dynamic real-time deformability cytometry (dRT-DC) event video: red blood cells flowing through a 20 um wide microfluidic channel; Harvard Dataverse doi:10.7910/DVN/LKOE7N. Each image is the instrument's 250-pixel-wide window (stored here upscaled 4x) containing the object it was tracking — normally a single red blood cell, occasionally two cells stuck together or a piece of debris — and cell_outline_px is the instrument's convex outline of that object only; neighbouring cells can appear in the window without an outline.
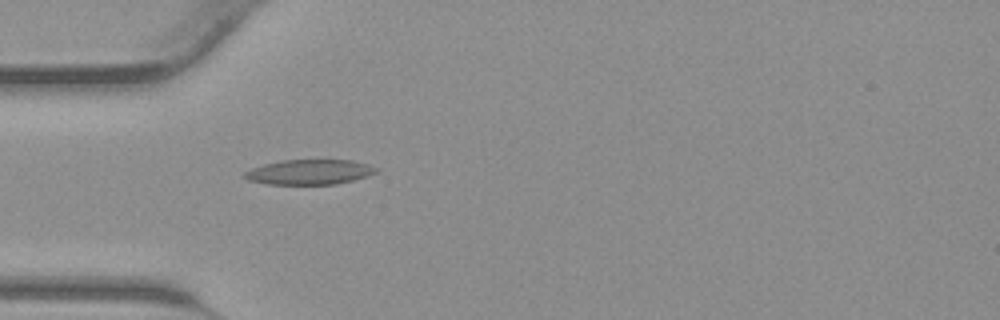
{"species": "common noctule bat (a hibernating species)", "species_latin": "Nyctalus noctula", "temperature_condition": "warm", "stored_images_in_passage": 19, "camera_frame_rate_fps": 3000, "um_per_image_px": 0.085, "animal": {"sex": "male", "body_mass_g": 23.1, "forearm_length_mm": 52.7}, "frame": {"image": 1, "passage_image": 7, "time_ms": 2.0, "image_size_px": [1000, 320], "cell_outline_px": [[380, 172], [368, 176], [336, 184], [264, 184], [248, 180], [244, 176], [244, 172], [252, 168], [264, 164], [284, 160], [352, 160], [368, 164], [380, 168]], "centroid_in_image_um": [26.35, 14.62], "position_along_channel_um": 58.6, "area_um2": 19.25}}
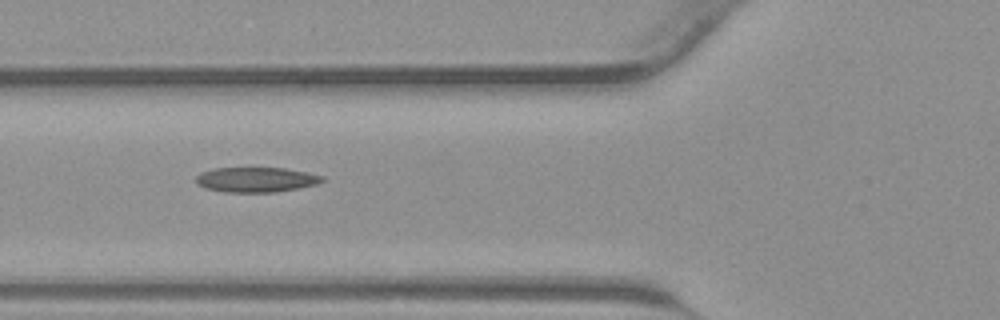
{"frame": {"image": 2, "passage_image": 10, "time_ms": 3.0, "image_size_px": [1000, 320], "cell_outline_px": [[324, 180], [316, 184], [276, 192], [224, 192], [204, 188], [196, 184], [196, 176], [200, 172], [216, 168], [284, 168], [324, 176]], "centroid_in_image_um": [21.71, 15.27], "position_along_channel_um": 104.1, "area_um2": 18.26}}